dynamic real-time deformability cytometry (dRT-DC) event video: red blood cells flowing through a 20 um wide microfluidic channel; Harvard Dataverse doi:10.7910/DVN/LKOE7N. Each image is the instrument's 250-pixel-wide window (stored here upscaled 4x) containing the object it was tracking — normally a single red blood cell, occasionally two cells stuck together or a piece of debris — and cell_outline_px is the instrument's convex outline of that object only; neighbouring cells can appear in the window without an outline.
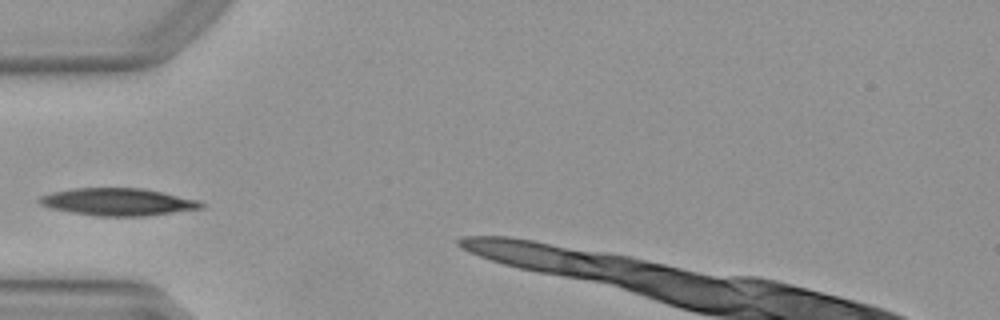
{"species": "Egyptian fruit bat (a non-hibernating species)", "species_latin": "Rousettus aegyptiacus", "temperature_condition": "warm", "stored_images_in_passage": 30, "camera_frame_rate_fps": 3000, "um_per_image_px": 0.085, "animal": {"sex": "female"}, "frame": {"image": 1, "passage_image": 1, "time_ms": 0.0, "image_size_px": [1000, 320], "cell_outline_px": [[208, 204], [204, 208], [144, 216], [96, 216], [72, 212], [52, 208], [40, 204], [36, 200], [40, 196], [52, 192], [72, 188], [140, 188], [200, 200]], "centroid_in_image_um": [10.04, 17.16], "position_along_channel_um": 75.0, "area_um2": 25.78}}
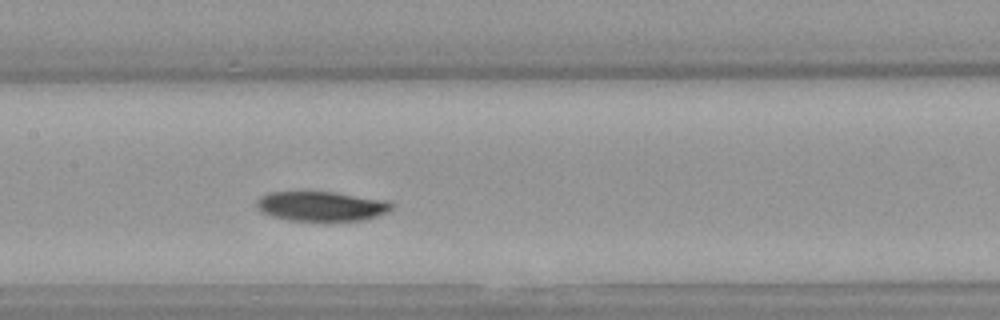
{"frame": {"image": 2, "passage_image": 9, "time_ms": 2.667, "image_size_px": [1000, 320], "cell_outline_px": [[396, 204], [388, 212], [364, 220], [328, 224], [324, 224], [288, 220], [272, 216], [260, 212], [256, 208], [256, 200], [260, 196], [268, 192], [332, 192], [388, 200]], "centroid_in_image_um": [27.33, 17.58], "position_along_channel_um": 180.1, "area_um2": 24.57}}
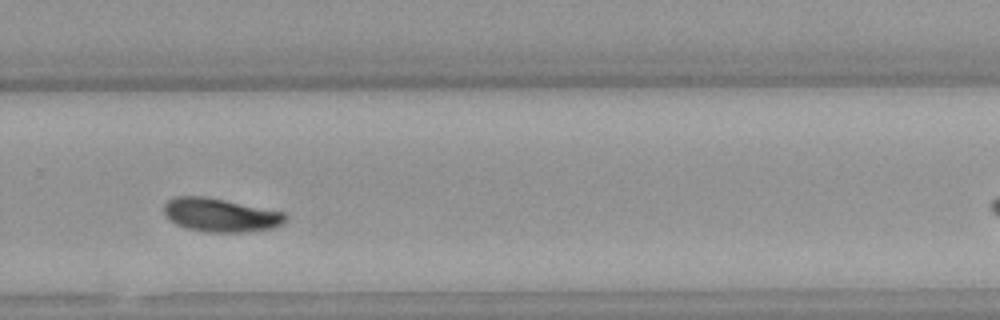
{"frame": {"image": 3, "passage_image": 19, "time_ms": 6.0, "image_size_px": [1000, 320], "cell_outline_px": [[288, 220], [284, 224], [276, 228], [244, 232], [204, 232], [188, 228], [176, 224], [168, 220], [164, 216], [164, 204], [168, 200], [176, 196], [204, 196], [284, 212], [288, 216]], "centroid_in_image_um": [18.76, 18.29], "position_along_channel_um": 311.0, "area_um2": 23.99}}